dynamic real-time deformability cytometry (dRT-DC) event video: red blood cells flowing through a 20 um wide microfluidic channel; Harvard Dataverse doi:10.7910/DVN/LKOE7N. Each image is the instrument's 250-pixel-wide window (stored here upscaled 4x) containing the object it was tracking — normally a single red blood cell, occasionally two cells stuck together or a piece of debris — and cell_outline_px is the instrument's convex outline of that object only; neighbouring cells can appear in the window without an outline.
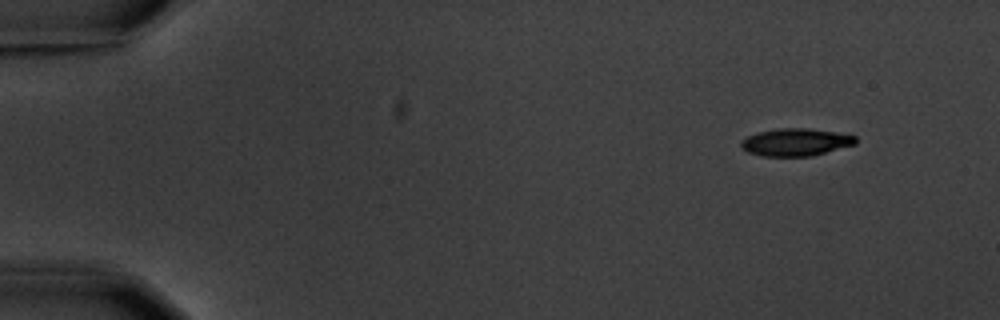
{"species": "common noctule bat (a hibernating species)", "species_latin": "Nyctalus noctula", "temperature_condition": "warm", "stored_images_in_passage": 7, "camera_frame_rate_fps": 3000, "um_per_image_px": 0.085, "animal": {"sex": "male", "body_mass_g": 20.1, "forearm_length_mm": 53.5}, "frame": {"image": 1, "passage_image": 1, "time_ms": 0.0, "image_size_px": [1000, 320], "cell_outline_px": [[856, 144], [812, 156], [760, 156], [748, 152], [740, 144], [740, 140], [756, 132], [780, 128], [808, 128], [856, 136]], "centroid_in_image_um": [67.6, 12.09], "position_along_channel_um": 17.4, "area_um2": 18.26}}
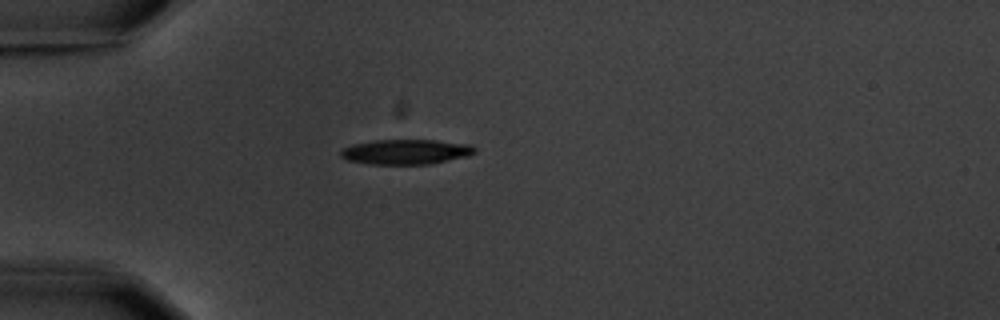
{"frame": {"image": 2, "passage_image": 4, "time_ms": 3.667, "image_size_px": [1000, 320], "cell_outline_px": [[476, 152], [468, 156], [428, 164], [368, 164], [348, 160], [340, 156], [340, 148], [352, 144], [376, 140], [436, 140], [472, 144], [476, 148]], "centroid_in_image_um": [34.5, 12.9], "position_along_channel_um": 50.5, "area_um2": 19.65}}
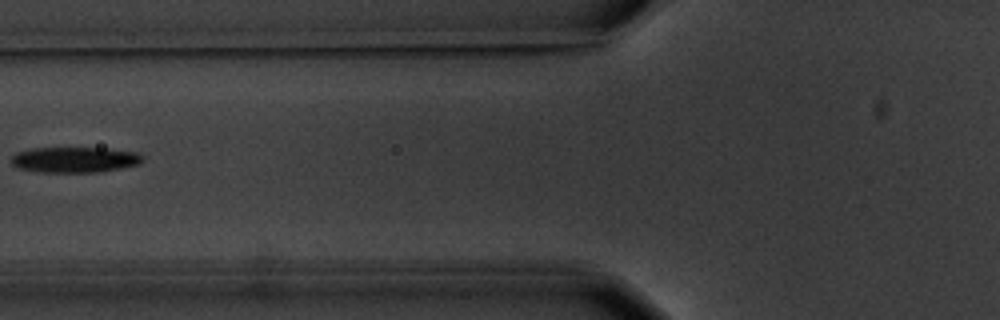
{"frame": {"image": 3, "passage_image": 6, "time_ms": 6.0, "image_size_px": [1000, 320], "cell_outline_px": [[144, 160], [140, 164], [120, 168], [96, 172], [40, 172], [16, 168], [12, 164], [12, 156], [16, 152], [32, 148], [108, 148], [140, 152], [144, 156]], "centroid_in_image_um": [6.38, 13.56], "position_along_channel_um": 119.4, "area_um2": 19.83}}